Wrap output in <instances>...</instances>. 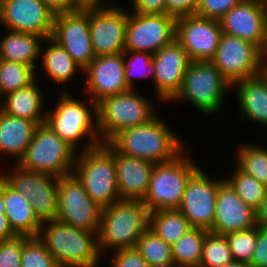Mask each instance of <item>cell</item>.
Returning a JSON list of instances; mask_svg holds the SVG:
<instances>
[{"instance_id": "30bf717a", "label": "cell", "mask_w": 267, "mask_h": 267, "mask_svg": "<svg viewBox=\"0 0 267 267\" xmlns=\"http://www.w3.org/2000/svg\"><path fill=\"white\" fill-rule=\"evenodd\" d=\"M210 61L232 86L264 71L263 51L250 41L226 33L221 34Z\"/></svg>"}, {"instance_id": "5b68a950", "label": "cell", "mask_w": 267, "mask_h": 267, "mask_svg": "<svg viewBox=\"0 0 267 267\" xmlns=\"http://www.w3.org/2000/svg\"><path fill=\"white\" fill-rule=\"evenodd\" d=\"M152 111V104L134 89L104 98L97 103L95 120L101 142H110L119 132L148 122L155 116Z\"/></svg>"}, {"instance_id": "8992f818", "label": "cell", "mask_w": 267, "mask_h": 267, "mask_svg": "<svg viewBox=\"0 0 267 267\" xmlns=\"http://www.w3.org/2000/svg\"><path fill=\"white\" fill-rule=\"evenodd\" d=\"M76 152L45 123L38 124L24 156L23 169L62 177L72 174Z\"/></svg>"}, {"instance_id": "6da1fadb", "label": "cell", "mask_w": 267, "mask_h": 267, "mask_svg": "<svg viewBox=\"0 0 267 267\" xmlns=\"http://www.w3.org/2000/svg\"><path fill=\"white\" fill-rule=\"evenodd\" d=\"M119 153L147 160L166 163L183 153V143L159 118L119 132L109 142Z\"/></svg>"}, {"instance_id": "f1b7e54d", "label": "cell", "mask_w": 267, "mask_h": 267, "mask_svg": "<svg viewBox=\"0 0 267 267\" xmlns=\"http://www.w3.org/2000/svg\"><path fill=\"white\" fill-rule=\"evenodd\" d=\"M149 228L167 244L173 245L192 226L178 209H161L150 213Z\"/></svg>"}, {"instance_id": "db71d44e", "label": "cell", "mask_w": 267, "mask_h": 267, "mask_svg": "<svg viewBox=\"0 0 267 267\" xmlns=\"http://www.w3.org/2000/svg\"><path fill=\"white\" fill-rule=\"evenodd\" d=\"M267 12H266V47L263 50V59H267Z\"/></svg>"}, {"instance_id": "bcb514c9", "label": "cell", "mask_w": 267, "mask_h": 267, "mask_svg": "<svg viewBox=\"0 0 267 267\" xmlns=\"http://www.w3.org/2000/svg\"><path fill=\"white\" fill-rule=\"evenodd\" d=\"M54 13L72 12L83 8L76 0H42Z\"/></svg>"}, {"instance_id": "f35d334b", "label": "cell", "mask_w": 267, "mask_h": 267, "mask_svg": "<svg viewBox=\"0 0 267 267\" xmlns=\"http://www.w3.org/2000/svg\"><path fill=\"white\" fill-rule=\"evenodd\" d=\"M131 55L129 60H126V54ZM124 64H125V80L129 89H134L133 87V77L139 75L138 77H143V75L150 74L155 76V67L153 65L152 59L153 55L148 52H138V51H124L123 53ZM135 74V75H134Z\"/></svg>"}, {"instance_id": "816d5d0a", "label": "cell", "mask_w": 267, "mask_h": 267, "mask_svg": "<svg viewBox=\"0 0 267 267\" xmlns=\"http://www.w3.org/2000/svg\"><path fill=\"white\" fill-rule=\"evenodd\" d=\"M222 267H251V266L248 263L233 260L230 263L225 264Z\"/></svg>"}, {"instance_id": "9c48e42d", "label": "cell", "mask_w": 267, "mask_h": 267, "mask_svg": "<svg viewBox=\"0 0 267 267\" xmlns=\"http://www.w3.org/2000/svg\"><path fill=\"white\" fill-rule=\"evenodd\" d=\"M232 86L211 61H191L180 91L171 100L184 98L205 114L218 112L228 87Z\"/></svg>"}, {"instance_id": "ba28073f", "label": "cell", "mask_w": 267, "mask_h": 267, "mask_svg": "<svg viewBox=\"0 0 267 267\" xmlns=\"http://www.w3.org/2000/svg\"><path fill=\"white\" fill-rule=\"evenodd\" d=\"M58 99L54 110L46 113L45 124L75 151L80 138L89 134L92 139L86 144L84 151L103 144L99 139L97 124L93 125L91 116L93 111L94 118L97 119V106H92L93 110H89L84 102L81 103L65 92Z\"/></svg>"}, {"instance_id": "4316f807", "label": "cell", "mask_w": 267, "mask_h": 267, "mask_svg": "<svg viewBox=\"0 0 267 267\" xmlns=\"http://www.w3.org/2000/svg\"><path fill=\"white\" fill-rule=\"evenodd\" d=\"M6 101L0 109L14 117L35 121L37 124L45 123L46 114H42L43 98L35 79L27 86L4 96Z\"/></svg>"}, {"instance_id": "2e32d148", "label": "cell", "mask_w": 267, "mask_h": 267, "mask_svg": "<svg viewBox=\"0 0 267 267\" xmlns=\"http://www.w3.org/2000/svg\"><path fill=\"white\" fill-rule=\"evenodd\" d=\"M222 34L219 20L190 14L176 20V39L191 61H210Z\"/></svg>"}, {"instance_id": "83f0119b", "label": "cell", "mask_w": 267, "mask_h": 267, "mask_svg": "<svg viewBox=\"0 0 267 267\" xmlns=\"http://www.w3.org/2000/svg\"><path fill=\"white\" fill-rule=\"evenodd\" d=\"M43 37L31 33L10 31L0 40V58L10 62L23 63L34 71L35 61L40 57L43 48Z\"/></svg>"}, {"instance_id": "f546056e", "label": "cell", "mask_w": 267, "mask_h": 267, "mask_svg": "<svg viewBox=\"0 0 267 267\" xmlns=\"http://www.w3.org/2000/svg\"><path fill=\"white\" fill-rule=\"evenodd\" d=\"M43 41L50 43L47 49L40 54L42 56L43 67L54 82L64 84L71 80L78 69L82 70L72 59L71 55L51 37Z\"/></svg>"}, {"instance_id": "ffe728a7", "label": "cell", "mask_w": 267, "mask_h": 267, "mask_svg": "<svg viewBox=\"0 0 267 267\" xmlns=\"http://www.w3.org/2000/svg\"><path fill=\"white\" fill-rule=\"evenodd\" d=\"M267 0H244L220 19L222 33L252 42L262 51L266 47Z\"/></svg>"}, {"instance_id": "7dc6e473", "label": "cell", "mask_w": 267, "mask_h": 267, "mask_svg": "<svg viewBox=\"0 0 267 267\" xmlns=\"http://www.w3.org/2000/svg\"><path fill=\"white\" fill-rule=\"evenodd\" d=\"M5 214H0V242L16 237Z\"/></svg>"}, {"instance_id": "1f68e13d", "label": "cell", "mask_w": 267, "mask_h": 267, "mask_svg": "<svg viewBox=\"0 0 267 267\" xmlns=\"http://www.w3.org/2000/svg\"><path fill=\"white\" fill-rule=\"evenodd\" d=\"M35 78V71L28 65L2 60L0 63L1 95L16 91L30 84Z\"/></svg>"}, {"instance_id": "f6af8a7d", "label": "cell", "mask_w": 267, "mask_h": 267, "mask_svg": "<svg viewBox=\"0 0 267 267\" xmlns=\"http://www.w3.org/2000/svg\"><path fill=\"white\" fill-rule=\"evenodd\" d=\"M138 14H166L165 0H132Z\"/></svg>"}, {"instance_id": "d6986e66", "label": "cell", "mask_w": 267, "mask_h": 267, "mask_svg": "<svg viewBox=\"0 0 267 267\" xmlns=\"http://www.w3.org/2000/svg\"><path fill=\"white\" fill-rule=\"evenodd\" d=\"M86 73L88 102L93 106L106 97L130 90L125 80L123 53L95 56L83 70Z\"/></svg>"}, {"instance_id": "7bdbcfd3", "label": "cell", "mask_w": 267, "mask_h": 267, "mask_svg": "<svg viewBox=\"0 0 267 267\" xmlns=\"http://www.w3.org/2000/svg\"><path fill=\"white\" fill-rule=\"evenodd\" d=\"M249 265L267 267V227L257 225V241Z\"/></svg>"}, {"instance_id": "e0dca14e", "label": "cell", "mask_w": 267, "mask_h": 267, "mask_svg": "<svg viewBox=\"0 0 267 267\" xmlns=\"http://www.w3.org/2000/svg\"><path fill=\"white\" fill-rule=\"evenodd\" d=\"M211 180L200 168L189 178L180 206L177 208L192 228L212 230L219 184Z\"/></svg>"}, {"instance_id": "3957f363", "label": "cell", "mask_w": 267, "mask_h": 267, "mask_svg": "<svg viewBox=\"0 0 267 267\" xmlns=\"http://www.w3.org/2000/svg\"><path fill=\"white\" fill-rule=\"evenodd\" d=\"M149 215L147 206L139 200H119L102 208L98 232L100 252L105 248L135 247L149 228Z\"/></svg>"}, {"instance_id": "484cf974", "label": "cell", "mask_w": 267, "mask_h": 267, "mask_svg": "<svg viewBox=\"0 0 267 267\" xmlns=\"http://www.w3.org/2000/svg\"><path fill=\"white\" fill-rule=\"evenodd\" d=\"M37 125L33 120L10 116L0 109V153L17 157L19 162Z\"/></svg>"}, {"instance_id": "e575fe53", "label": "cell", "mask_w": 267, "mask_h": 267, "mask_svg": "<svg viewBox=\"0 0 267 267\" xmlns=\"http://www.w3.org/2000/svg\"><path fill=\"white\" fill-rule=\"evenodd\" d=\"M233 260L226 236L209 231L204 238L199 267H222Z\"/></svg>"}, {"instance_id": "b9f144b4", "label": "cell", "mask_w": 267, "mask_h": 267, "mask_svg": "<svg viewBox=\"0 0 267 267\" xmlns=\"http://www.w3.org/2000/svg\"><path fill=\"white\" fill-rule=\"evenodd\" d=\"M111 267H151L136 247L115 250Z\"/></svg>"}, {"instance_id": "ac0fdd59", "label": "cell", "mask_w": 267, "mask_h": 267, "mask_svg": "<svg viewBox=\"0 0 267 267\" xmlns=\"http://www.w3.org/2000/svg\"><path fill=\"white\" fill-rule=\"evenodd\" d=\"M54 15L42 0H0V23L7 31L50 38Z\"/></svg>"}, {"instance_id": "60d3db41", "label": "cell", "mask_w": 267, "mask_h": 267, "mask_svg": "<svg viewBox=\"0 0 267 267\" xmlns=\"http://www.w3.org/2000/svg\"><path fill=\"white\" fill-rule=\"evenodd\" d=\"M244 0H199L196 15L219 20L232 7Z\"/></svg>"}, {"instance_id": "52a82bcc", "label": "cell", "mask_w": 267, "mask_h": 267, "mask_svg": "<svg viewBox=\"0 0 267 267\" xmlns=\"http://www.w3.org/2000/svg\"><path fill=\"white\" fill-rule=\"evenodd\" d=\"M184 152L170 162L154 165L147 193L142 200L150 213L180 206L189 178L199 169L195 162L184 156Z\"/></svg>"}, {"instance_id": "681fc988", "label": "cell", "mask_w": 267, "mask_h": 267, "mask_svg": "<svg viewBox=\"0 0 267 267\" xmlns=\"http://www.w3.org/2000/svg\"><path fill=\"white\" fill-rule=\"evenodd\" d=\"M82 7L101 6V0H76Z\"/></svg>"}, {"instance_id": "74e56055", "label": "cell", "mask_w": 267, "mask_h": 267, "mask_svg": "<svg viewBox=\"0 0 267 267\" xmlns=\"http://www.w3.org/2000/svg\"><path fill=\"white\" fill-rule=\"evenodd\" d=\"M233 259L250 263L257 241V226L225 234Z\"/></svg>"}, {"instance_id": "5bb4252c", "label": "cell", "mask_w": 267, "mask_h": 267, "mask_svg": "<svg viewBox=\"0 0 267 267\" xmlns=\"http://www.w3.org/2000/svg\"><path fill=\"white\" fill-rule=\"evenodd\" d=\"M51 38L82 68L95 58L89 32V6L54 15Z\"/></svg>"}, {"instance_id": "f907efd6", "label": "cell", "mask_w": 267, "mask_h": 267, "mask_svg": "<svg viewBox=\"0 0 267 267\" xmlns=\"http://www.w3.org/2000/svg\"><path fill=\"white\" fill-rule=\"evenodd\" d=\"M0 214H5L4 200H3V179L0 177Z\"/></svg>"}, {"instance_id": "7402d4cb", "label": "cell", "mask_w": 267, "mask_h": 267, "mask_svg": "<svg viewBox=\"0 0 267 267\" xmlns=\"http://www.w3.org/2000/svg\"><path fill=\"white\" fill-rule=\"evenodd\" d=\"M215 217L210 232L227 234L257 226L256 211L248 206L223 179L219 184L215 203Z\"/></svg>"}, {"instance_id": "8d00e7d4", "label": "cell", "mask_w": 267, "mask_h": 267, "mask_svg": "<svg viewBox=\"0 0 267 267\" xmlns=\"http://www.w3.org/2000/svg\"><path fill=\"white\" fill-rule=\"evenodd\" d=\"M21 267H60L38 236H25Z\"/></svg>"}, {"instance_id": "d4e9b609", "label": "cell", "mask_w": 267, "mask_h": 267, "mask_svg": "<svg viewBox=\"0 0 267 267\" xmlns=\"http://www.w3.org/2000/svg\"><path fill=\"white\" fill-rule=\"evenodd\" d=\"M5 215L17 235L38 236L42 224L36 218L30 201L3 180Z\"/></svg>"}, {"instance_id": "277c9868", "label": "cell", "mask_w": 267, "mask_h": 267, "mask_svg": "<svg viewBox=\"0 0 267 267\" xmlns=\"http://www.w3.org/2000/svg\"><path fill=\"white\" fill-rule=\"evenodd\" d=\"M73 170L75 172L72 173L83 184L86 193L101 208L121 200L116 179L114 147L109 142L83 150L81 154L76 153Z\"/></svg>"}, {"instance_id": "d590c367", "label": "cell", "mask_w": 267, "mask_h": 267, "mask_svg": "<svg viewBox=\"0 0 267 267\" xmlns=\"http://www.w3.org/2000/svg\"><path fill=\"white\" fill-rule=\"evenodd\" d=\"M234 172L232 178L226 179V181L232 186L238 196L256 211L263 200L267 186L255 177L244 173L238 167Z\"/></svg>"}, {"instance_id": "9a60e30c", "label": "cell", "mask_w": 267, "mask_h": 267, "mask_svg": "<svg viewBox=\"0 0 267 267\" xmlns=\"http://www.w3.org/2000/svg\"><path fill=\"white\" fill-rule=\"evenodd\" d=\"M127 12L113 5L89 6V32L95 56L124 53Z\"/></svg>"}, {"instance_id": "f5cc1de1", "label": "cell", "mask_w": 267, "mask_h": 267, "mask_svg": "<svg viewBox=\"0 0 267 267\" xmlns=\"http://www.w3.org/2000/svg\"><path fill=\"white\" fill-rule=\"evenodd\" d=\"M153 267H184L179 264H176L174 261L166 264H160V265H155Z\"/></svg>"}, {"instance_id": "44dd1931", "label": "cell", "mask_w": 267, "mask_h": 267, "mask_svg": "<svg viewBox=\"0 0 267 267\" xmlns=\"http://www.w3.org/2000/svg\"><path fill=\"white\" fill-rule=\"evenodd\" d=\"M154 83L159 98L172 100L180 91L184 74L191 62L186 50L175 38L153 54Z\"/></svg>"}, {"instance_id": "4fadbf2b", "label": "cell", "mask_w": 267, "mask_h": 267, "mask_svg": "<svg viewBox=\"0 0 267 267\" xmlns=\"http://www.w3.org/2000/svg\"><path fill=\"white\" fill-rule=\"evenodd\" d=\"M177 18L169 14L127 12L125 51L156 53L176 38Z\"/></svg>"}, {"instance_id": "c3c4849f", "label": "cell", "mask_w": 267, "mask_h": 267, "mask_svg": "<svg viewBox=\"0 0 267 267\" xmlns=\"http://www.w3.org/2000/svg\"><path fill=\"white\" fill-rule=\"evenodd\" d=\"M256 219L258 225L267 227V190L259 208L256 210Z\"/></svg>"}, {"instance_id": "d6a6232c", "label": "cell", "mask_w": 267, "mask_h": 267, "mask_svg": "<svg viewBox=\"0 0 267 267\" xmlns=\"http://www.w3.org/2000/svg\"><path fill=\"white\" fill-rule=\"evenodd\" d=\"M135 247L151 267L173 262L172 246L150 228L141 235Z\"/></svg>"}, {"instance_id": "7a4b0ae2", "label": "cell", "mask_w": 267, "mask_h": 267, "mask_svg": "<svg viewBox=\"0 0 267 267\" xmlns=\"http://www.w3.org/2000/svg\"><path fill=\"white\" fill-rule=\"evenodd\" d=\"M46 223L47 228L42 225L38 237L60 267H97L101 255L97 232L75 228L57 219Z\"/></svg>"}, {"instance_id": "4dcf8cb0", "label": "cell", "mask_w": 267, "mask_h": 267, "mask_svg": "<svg viewBox=\"0 0 267 267\" xmlns=\"http://www.w3.org/2000/svg\"><path fill=\"white\" fill-rule=\"evenodd\" d=\"M209 231L191 228L172 246L173 261L184 267H199L205 235Z\"/></svg>"}, {"instance_id": "ab89813d", "label": "cell", "mask_w": 267, "mask_h": 267, "mask_svg": "<svg viewBox=\"0 0 267 267\" xmlns=\"http://www.w3.org/2000/svg\"><path fill=\"white\" fill-rule=\"evenodd\" d=\"M25 235L0 242V267H21Z\"/></svg>"}, {"instance_id": "836d02e7", "label": "cell", "mask_w": 267, "mask_h": 267, "mask_svg": "<svg viewBox=\"0 0 267 267\" xmlns=\"http://www.w3.org/2000/svg\"><path fill=\"white\" fill-rule=\"evenodd\" d=\"M237 154L238 168L267 186V149L245 144Z\"/></svg>"}, {"instance_id": "7c38bea8", "label": "cell", "mask_w": 267, "mask_h": 267, "mask_svg": "<svg viewBox=\"0 0 267 267\" xmlns=\"http://www.w3.org/2000/svg\"><path fill=\"white\" fill-rule=\"evenodd\" d=\"M102 208L72 173L58 177L57 220L75 228L99 232Z\"/></svg>"}, {"instance_id": "8fae6325", "label": "cell", "mask_w": 267, "mask_h": 267, "mask_svg": "<svg viewBox=\"0 0 267 267\" xmlns=\"http://www.w3.org/2000/svg\"><path fill=\"white\" fill-rule=\"evenodd\" d=\"M13 174H0V177L15 191L25 196L31 203L38 221L56 220L58 214V176L32 172L18 164Z\"/></svg>"}, {"instance_id": "603a6c76", "label": "cell", "mask_w": 267, "mask_h": 267, "mask_svg": "<svg viewBox=\"0 0 267 267\" xmlns=\"http://www.w3.org/2000/svg\"><path fill=\"white\" fill-rule=\"evenodd\" d=\"M114 159L120 199L142 201L155 163L121 154L115 148Z\"/></svg>"}, {"instance_id": "cb8c5ba5", "label": "cell", "mask_w": 267, "mask_h": 267, "mask_svg": "<svg viewBox=\"0 0 267 267\" xmlns=\"http://www.w3.org/2000/svg\"><path fill=\"white\" fill-rule=\"evenodd\" d=\"M236 86L241 115L267 126V74L242 79ZM238 87V88H237Z\"/></svg>"}, {"instance_id": "ee69618b", "label": "cell", "mask_w": 267, "mask_h": 267, "mask_svg": "<svg viewBox=\"0 0 267 267\" xmlns=\"http://www.w3.org/2000/svg\"><path fill=\"white\" fill-rule=\"evenodd\" d=\"M199 0H165L166 14L176 18L195 14Z\"/></svg>"}, {"instance_id": "11a10c76", "label": "cell", "mask_w": 267, "mask_h": 267, "mask_svg": "<svg viewBox=\"0 0 267 267\" xmlns=\"http://www.w3.org/2000/svg\"><path fill=\"white\" fill-rule=\"evenodd\" d=\"M264 72L267 74V60H264Z\"/></svg>"}]
</instances>
